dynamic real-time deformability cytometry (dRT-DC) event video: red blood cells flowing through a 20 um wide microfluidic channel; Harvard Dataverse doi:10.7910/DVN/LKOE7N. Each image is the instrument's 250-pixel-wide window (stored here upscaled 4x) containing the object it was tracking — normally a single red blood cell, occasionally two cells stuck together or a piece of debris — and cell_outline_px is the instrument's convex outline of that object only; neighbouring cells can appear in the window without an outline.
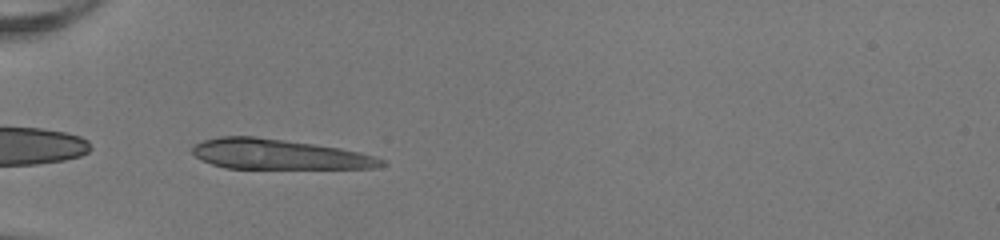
{"species": "human", "species_latin": "Homo sapiens", "temperature_condition": "room temperature", "stored_images_in_passage": 34, "camera_frame_rate_fps": 3000, "um_per_image_px": 0.085, "donor": {"sex": "female"}, "frame": {"image": 1, "passage_image": 1, "time_ms": 0.0, "image_size_px": [1000, 240], "cell_outline_px": [[388, 164], [376, 168], [224, 168], [212, 164], [196, 156], [192, 152], [192, 144], [204, 140], [220, 136], [256, 136], [340, 148], [360, 152], [384, 160]], "centroid_in_image_um": [23.67, 13.11], "position_along_channel_um": 61.3, "area_um2": 33.0}}
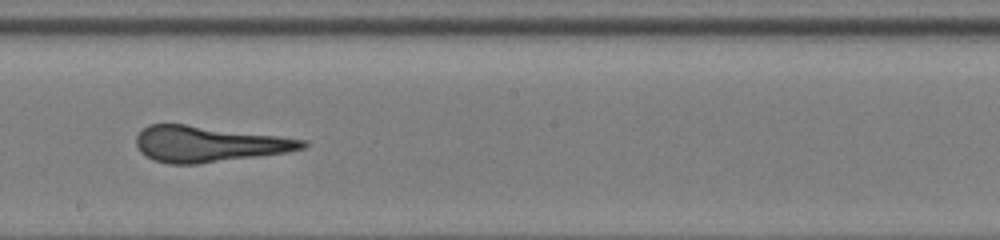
{"frame": {"image": 2, "passage_image": 14, "time_ms": 4.333, "image_size_px": [1000, 240], "cell_outline_px": [[308, 144], [304, 148], [288, 152], [196, 164], [168, 164], [152, 160], [140, 152], [136, 144], [136, 136], [148, 124], [184, 124], [308, 140]], "centroid_in_image_um": [17.7, 12.25], "position_along_channel_um": 230.5, "area_um2": 34.51}}
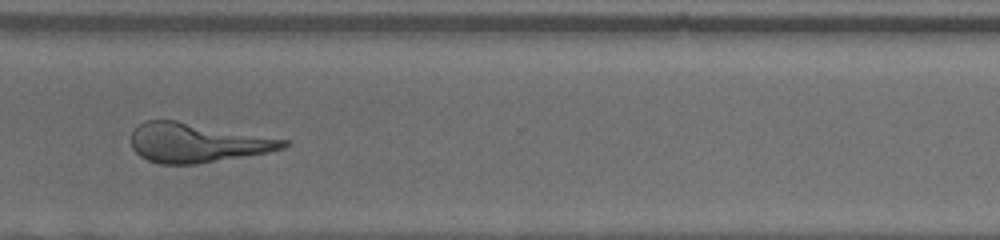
{"frame": {"image": 3, "passage_image": 23, "time_ms": 7.333, "image_size_px": [1000, 240], "cell_outline_px": [[292, 144], [284, 148], [268, 152], [196, 164], [160, 164], [148, 160], [140, 156], [132, 148], [132, 132], [144, 120], [176, 120], [292, 140]], "centroid_in_image_um": [16.8, 12.13], "position_along_channel_um": 353.8, "area_um2": 34.97}}